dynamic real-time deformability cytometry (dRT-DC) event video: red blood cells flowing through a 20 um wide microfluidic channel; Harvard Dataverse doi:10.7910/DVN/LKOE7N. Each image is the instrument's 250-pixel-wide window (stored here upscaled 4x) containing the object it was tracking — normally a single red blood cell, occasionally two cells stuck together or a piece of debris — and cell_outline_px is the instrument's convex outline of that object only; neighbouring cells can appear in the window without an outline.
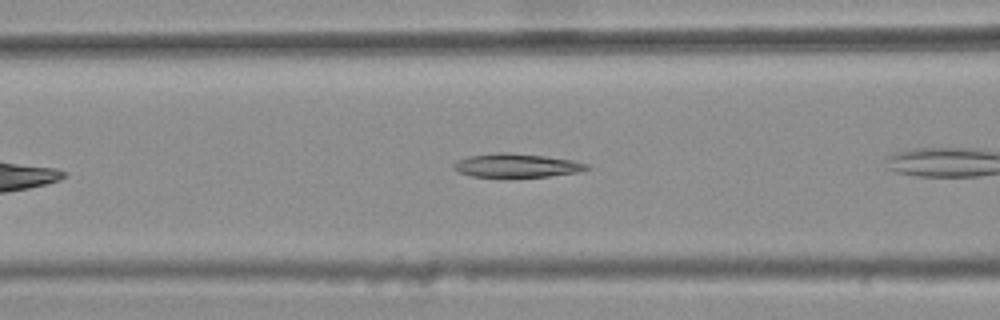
{"species": "common noctule bat (a hibernating species)", "species_latin": "Nyctalus noctula", "temperature_condition": "warm", "stored_images_in_passage": 8, "segment_of_instrument_passage": [1, 2], "camera_frame_rate_fps": 3000, "um_per_image_px": 0.085, "animal": {"sex": "female", "body_mass_g": 25.1}, "frame": {"image": 1, "passage_image": 4, "time_ms": 1.0, "image_size_px": [1000, 320], "cell_outline_px": [[592, 168], [580, 172], [548, 176], [472, 176], [460, 172], [452, 168], [460, 160], [468, 156], [496, 152], [508, 152], [544, 156], [572, 160], [588, 164]], "centroid_in_image_um": [43.97, 14.05], "position_along_channel_um": 122.6, "area_um2": 18.03}}
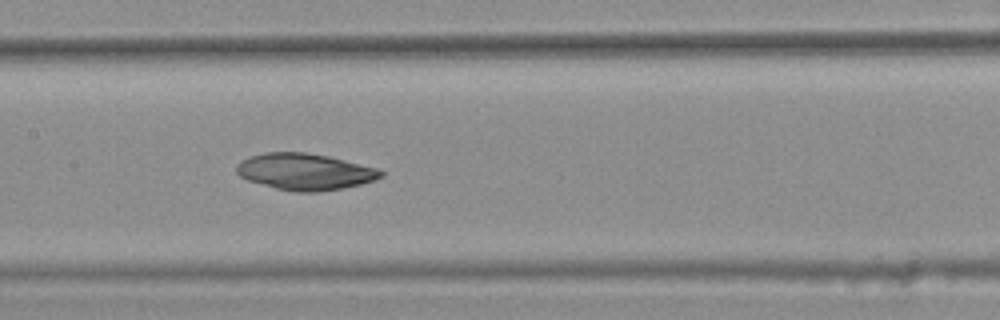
{"frame": {"image": 2, "passage_image": 7, "time_ms": 2.0, "image_size_px": [1000, 320], "cell_outline_px": [[384, 176], [376, 180], [360, 184], [340, 188], [316, 192], [296, 192], [276, 188], [248, 180], [240, 176], [236, 172], [236, 164], [240, 160], [264, 152], [304, 152], [328, 156], [376, 168], [384, 172]], "centroid_in_image_um": [25.9, 14.59], "position_along_channel_um": 181.5, "area_um2": 30.52}}